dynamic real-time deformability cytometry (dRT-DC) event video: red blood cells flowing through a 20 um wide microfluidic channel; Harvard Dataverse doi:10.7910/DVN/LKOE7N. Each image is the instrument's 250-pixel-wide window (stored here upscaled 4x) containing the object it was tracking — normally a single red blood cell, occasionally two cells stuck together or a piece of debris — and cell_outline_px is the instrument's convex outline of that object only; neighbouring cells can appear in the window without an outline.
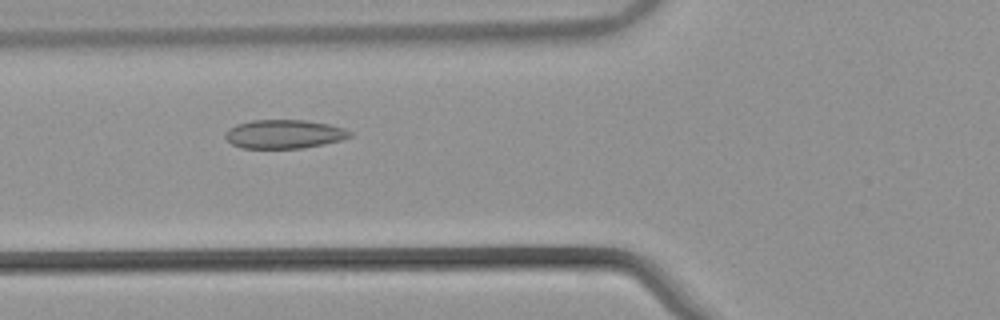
{"species": "common noctule bat (a hibernating species)", "species_latin": "Nyctalus noctula", "temperature_condition": "warm", "stored_images_in_passage": 35, "camera_frame_rate_fps": 3000, "um_per_image_px": 0.085, "animal": {"sex": "male", "body_mass_g": 21.5, "forearm_length_mm": 52.0}, "frame": {"image": 1, "passage_image": 3, "time_ms": 0.667, "image_size_px": [1000, 320], "cell_outline_px": [[352, 136], [340, 140], [324, 144], [300, 148], [244, 148], [232, 144], [224, 136], [224, 132], [228, 128], [236, 124], [252, 120], [304, 120], [328, 124], [344, 128], [352, 132]], "centroid_in_image_um": [24.13, 11.39], "position_along_channel_um": 101.7, "area_um2": 20.87}}
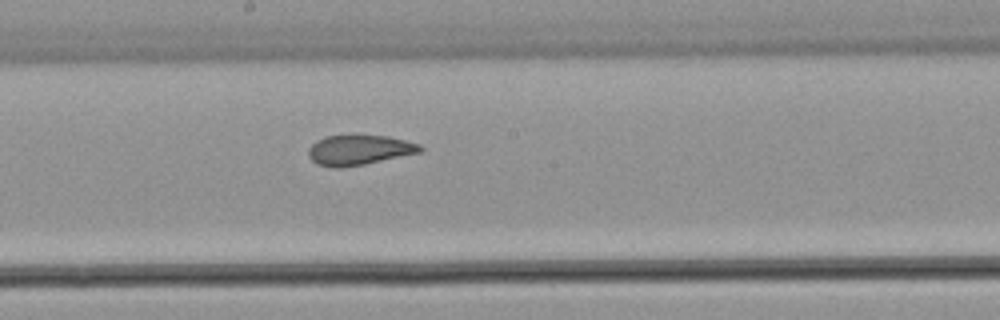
{"frame": {"image": 2, "passage_image": 12, "time_ms": 3.667, "image_size_px": [1000, 320], "cell_outline_px": [[424, 148], [420, 152], [364, 164], [340, 168], [332, 168], [316, 164], [308, 156], [308, 148], [316, 140], [324, 136], [388, 136], [420, 144]], "centroid_in_image_um": [30.48, 12.76], "position_along_channel_um": 217.7, "area_um2": 19.42}}
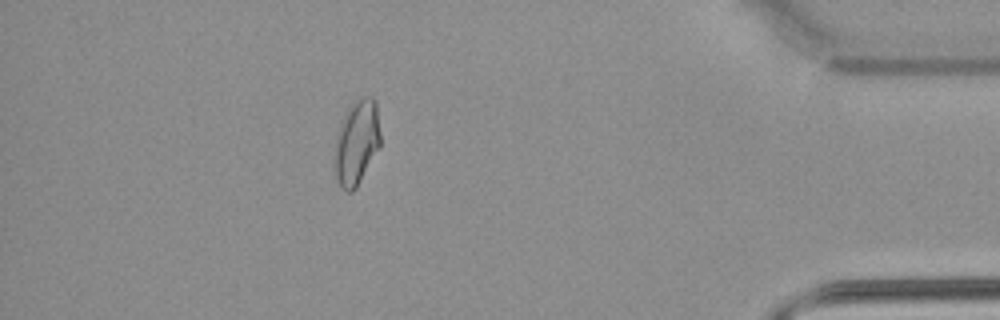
{"frame": {"image": 3, "passage_image": 30, "time_ms": 9.667, "image_size_px": [1000, 320], "cell_outline_px": [[380, 148], [356, 188], [352, 192], [348, 192], [340, 184], [336, 176], [332, 160], [336, 132], [348, 108], [356, 100], [364, 96], [372, 96], [376, 100], [380, 132]], "centroid_in_image_um": [30.3, 12.11], "position_along_channel_um": 404.9, "area_um2": 23.06}}